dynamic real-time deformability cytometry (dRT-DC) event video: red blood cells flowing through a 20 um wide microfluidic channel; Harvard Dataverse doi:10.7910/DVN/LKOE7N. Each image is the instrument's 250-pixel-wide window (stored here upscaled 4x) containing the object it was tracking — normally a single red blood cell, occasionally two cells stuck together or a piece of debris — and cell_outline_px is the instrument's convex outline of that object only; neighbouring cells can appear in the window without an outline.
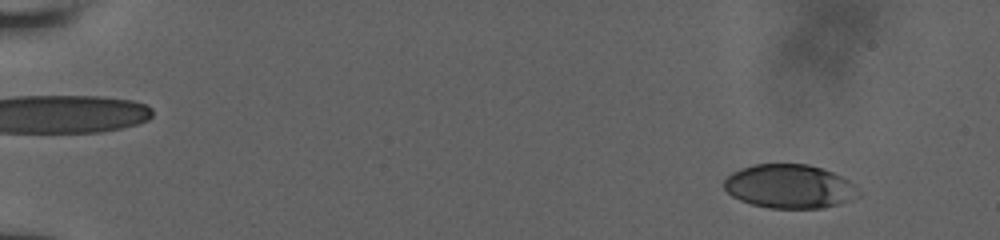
{"species": "human", "species_latin": "Homo sapiens", "temperature_condition": "room temperature", "stored_images_in_passage": 49, "camera_frame_rate_fps": 3000, "um_per_image_px": 0.085, "donor": {"sex": "male"}, "frame": {"image": 1, "passage_image": 5, "time_ms": 1.667, "image_size_px": [1000, 240], "cell_outline_px": [[860, 196], [836, 204], [820, 208], [768, 208], [752, 204], [740, 200], [732, 196], [724, 188], [724, 180], [732, 172], [740, 168], [752, 164], [808, 164], [832, 172], [848, 180], [860, 192]], "centroid_in_image_um": [67.07, 15.84], "position_along_channel_um": 17.9, "area_um2": 34.16}}
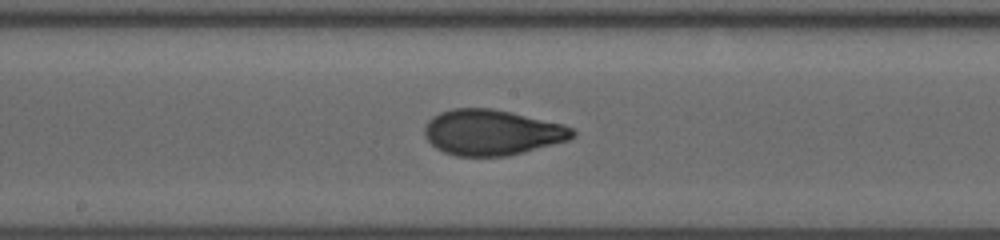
{"frame": {"image": 2, "passage_image": 28, "time_ms": 10.667, "image_size_px": [1000, 240], "cell_outline_px": [[576, 136], [568, 140], [508, 156], [456, 156], [444, 152], [436, 148], [424, 136], [424, 128], [428, 120], [432, 116], [440, 112], [452, 108], [492, 108], [512, 112], [564, 124], [572, 128], [576, 132]], "centroid_in_image_um": [41.81, 11.25], "position_along_channel_um": 206.4, "area_um2": 39.48}}
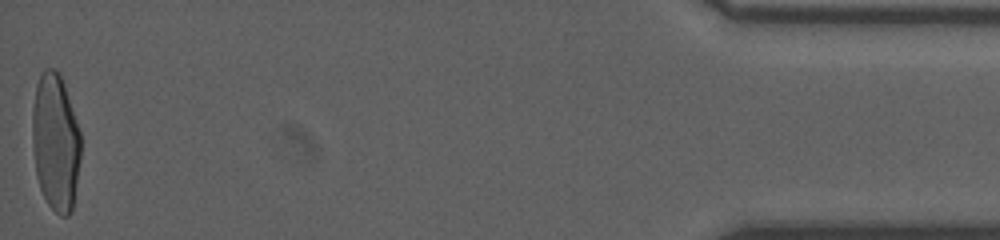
{"frame": {"image": 3, "passage_image": 49, "time_ms": 18.667, "image_size_px": [1000, 240], "cell_outline_px": [[80, 160], [72, 212], [68, 216], [60, 216], [48, 204], [40, 188], [36, 176], [32, 148], [32, 112], [36, 84], [40, 72], [44, 68], [56, 68], [60, 72], [80, 132]], "centroid_in_image_um": [4.7, 12.07], "position_along_channel_um": 430.5, "area_um2": 39.13}, "authors_computed_cell_mechanics": {"area_um2": 37.7434, "velocity_mm_per_s": 3.8473, "shape_relaxation_time_tau1_ms": 9.0983, "shape_relaxation_time_tau2_ms": 0.8042, "deformation_change_tau1": 0.2828, "deformation_change_tau2": 0.0615}}